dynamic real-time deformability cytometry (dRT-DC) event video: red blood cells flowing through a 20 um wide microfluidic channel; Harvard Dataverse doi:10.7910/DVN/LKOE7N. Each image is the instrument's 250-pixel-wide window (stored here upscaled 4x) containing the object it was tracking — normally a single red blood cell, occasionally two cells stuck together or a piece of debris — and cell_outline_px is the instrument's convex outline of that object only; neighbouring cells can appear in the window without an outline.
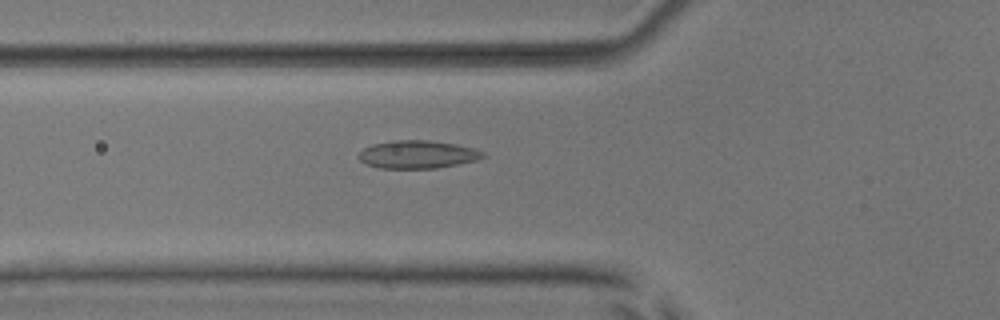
{"species": "common noctule bat (a hibernating species)", "species_latin": "Nyctalus noctula", "temperature_condition": "room temperature", "stored_images_in_passage": 40, "camera_frame_rate_fps": 3000, "um_per_image_px": 0.085, "animal": {"sex": "male", "body_mass_g": 17.9, "forearm_length_mm": 54.2}, "frame": {"image": 1, "passage_image": 6, "time_ms": 1.667, "image_size_px": [1000, 320], "cell_outline_px": [[484, 156], [476, 160], [436, 168], [380, 168], [364, 164], [356, 156], [364, 148], [372, 144], [392, 140], [428, 140], [456, 144], [472, 148], [484, 152]], "centroid_in_image_um": [35.43, 13.12], "position_along_channel_um": 90.4, "area_um2": 20.17}}
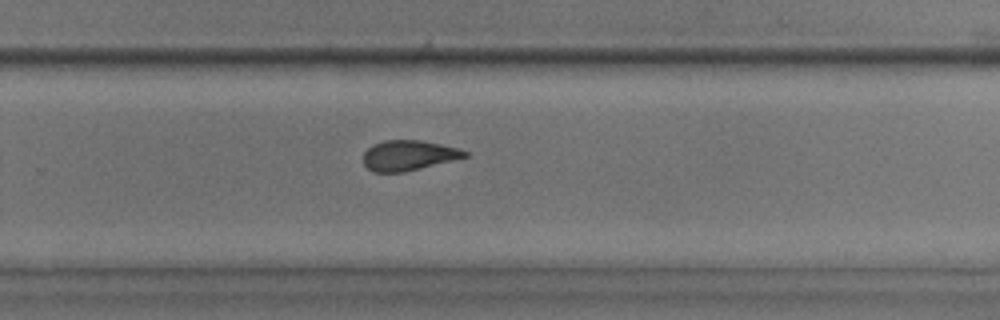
{"frame": {"image": 2, "passage_image": 22, "time_ms": 7.0, "image_size_px": [1000, 320], "cell_outline_px": [[468, 156], [404, 172], [372, 172], [364, 164], [364, 152], [372, 144], [384, 140], [420, 140], [440, 144], [456, 148], [468, 152]], "centroid_in_image_um": [34.68, 13.2], "position_along_channel_um": 295.1, "area_um2": 17.63}}
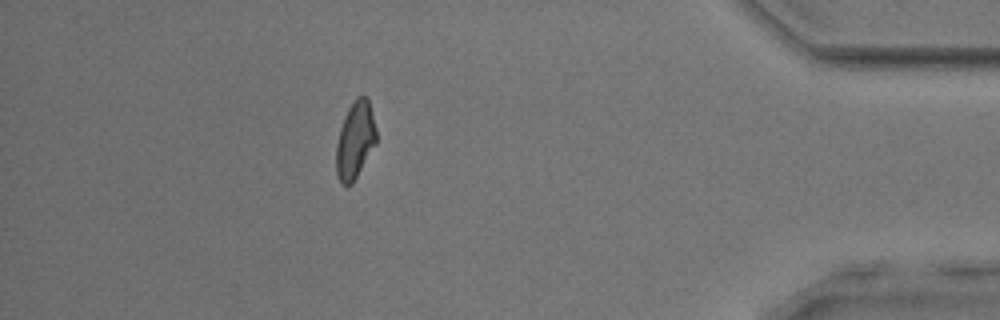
{"frame": {"image": 3, "passage_image": 34, "time_ms": 11.0, "image_size_px": [1000, 320], "cell_outline_px": [[376, 144], [352, 184], [340, 184], [336, 176], [336, 144], [340, 128], [344, 116], [348, 108], [356, 96], [368, 96], [376, 128]], "centroid_in_image_um": [30.18, 11.9], "position_along_channel_um": 405.0, "area_um2": 18.21}, "authors_computed_cell_mechanics": {"area_um2": 18.6116, "velocity_mm_per_s": 3.8501, "shape_relaxation_time_tau1_ms": null, "shape_relaxation_time_tau2_ms": 2.2289, "deformation_change_tau1": null, "deformation_change_tau2": 0.0898}}